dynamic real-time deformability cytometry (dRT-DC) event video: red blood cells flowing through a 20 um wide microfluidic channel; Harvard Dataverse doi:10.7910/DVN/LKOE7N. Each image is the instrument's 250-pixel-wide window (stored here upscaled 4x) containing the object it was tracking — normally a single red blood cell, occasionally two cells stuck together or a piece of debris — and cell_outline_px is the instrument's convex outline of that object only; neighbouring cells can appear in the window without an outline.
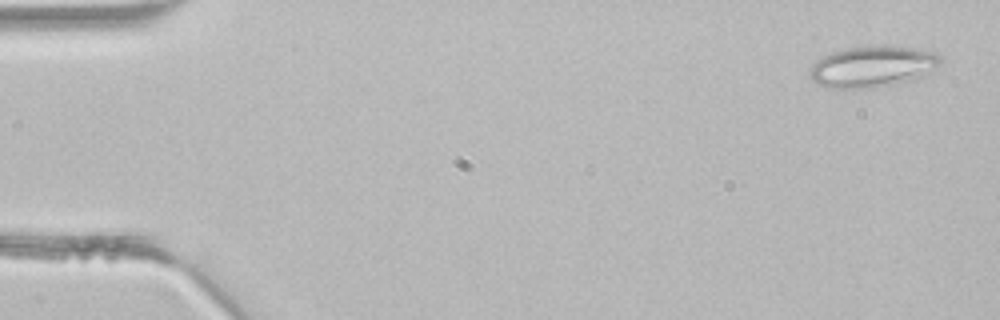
{"species": "common noctule bat (a hibernating species)", "species_latin": "Nyctalus noctula", "temperature_condition": "room temperature", "stored_images_in_passage": 4, "camera_frame_rate_fps": 3000, "um_per_image_px": 0.085, "animal": {"sex": "male", "body_mass_g": 21.5, "forearm_length_mm": 52.0}, "frame": {"image": 1, "passage_image": 1, "time_ms": 0.0, "image_size_px": [1000, 320], "cell_outline_px": [[940, 64], [920, 76], [912, 80], [872, 88], [832, 88], [820, 84], [812, 80], [808, 76], [808, 72], [812, 64], [824, 56], [836, 52], [852, 48], [872, 44], [884, 44], [920, 48], [932, 52], [940, 56]], "centroid_in_image_um": [74.16, 5.64], "position_along_channel_um": 10.8, "area_um2": 31.27}}